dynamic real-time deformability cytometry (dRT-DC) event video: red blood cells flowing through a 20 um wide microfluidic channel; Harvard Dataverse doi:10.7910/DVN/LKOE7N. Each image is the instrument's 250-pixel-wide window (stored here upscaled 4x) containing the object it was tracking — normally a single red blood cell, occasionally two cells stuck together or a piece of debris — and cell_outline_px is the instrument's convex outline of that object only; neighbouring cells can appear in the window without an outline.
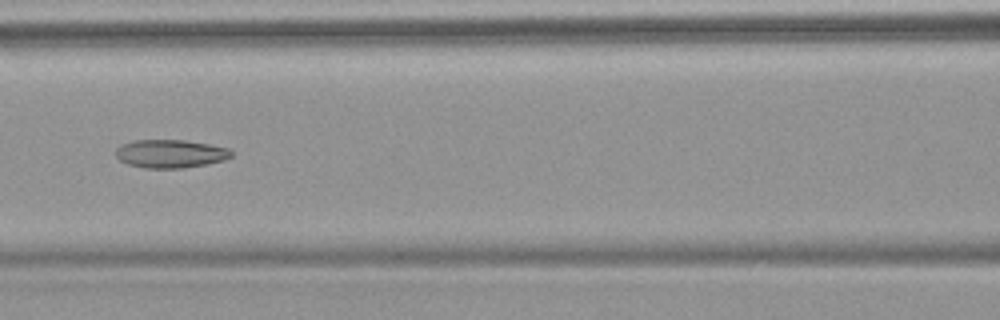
{"species": "common noctule bat (a hibernating species)", "species_latin": "Nyctalus noctula", "temperature_condition": "warm", "stored_images_in_passage": 6, "camera_frame_rate_fps": 3000, "um_per_image_px": 0.085, "animal": {"sex": "female", "body_mass_g": 18.4}, "frame": {"image": 1, "passage_image": 6, "time_ms": 6.0, "image_size_px": [1000, 320], "cell_outline_px": [[232, 156], [224, 160], [208, 164], [184, 168], [144, 168], [128, 164], [120, 160], [116, 156], [116, 148], [132, 140], [184, 140], [208, 144], [228, 148], [232, 152]], "centroid_in_image_um": [14.49, 13.07], "position_along_channel_um": 152.1, "area_um2": 19.02}}